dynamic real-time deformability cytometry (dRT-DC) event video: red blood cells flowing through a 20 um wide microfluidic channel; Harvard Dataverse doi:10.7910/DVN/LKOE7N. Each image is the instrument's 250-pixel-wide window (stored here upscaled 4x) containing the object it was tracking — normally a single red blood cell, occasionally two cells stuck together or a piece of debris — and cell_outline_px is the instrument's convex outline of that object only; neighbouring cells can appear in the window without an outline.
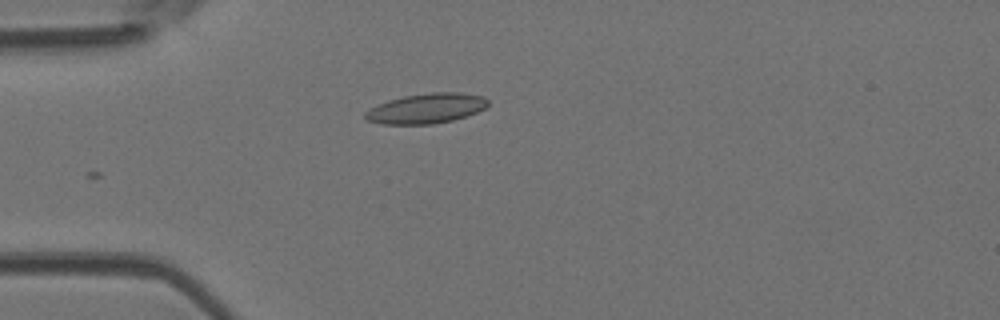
{"species": "Egyptian fruit bat (a non-hibernating species)", "species_latin": "Rousettus aegyptiacus", "temperature_condition": "room temperature", "stored_images_in_passage": 5, "camera_frame_rate_fps": 3000, "um_per_image_px": 0.085, "animal": {"sex": "female"}, "frame": {"image": 1, "passage_image": 1, "time_ms": 0.0, "image_size_px": [1000, 320], "cell_outline_px": [[488, 104], [484, 108], [476, 112], [452, 120], [432, 124], [380, 124], [368, 120], [364, 116], [364, 112], [388, 100], [404, 96], [432, 92], [460, 92], [484, 96], [488, 100]], "centroid_in_image_um": [36.24, 9.21], "position_along_channel_um": 48.8, "area_um2": 21.27}}
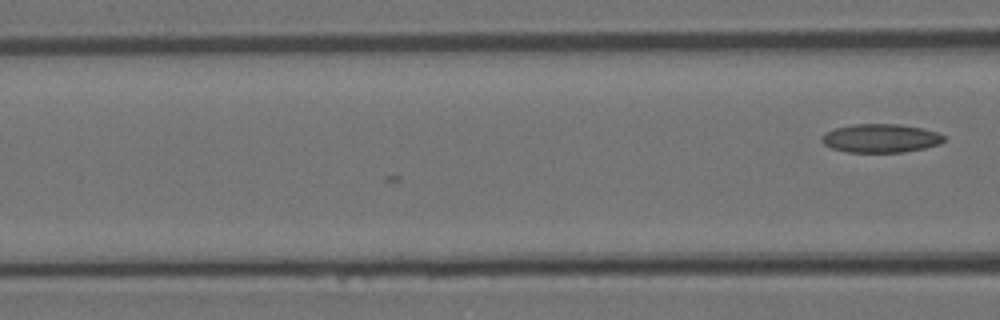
{"frame": {"image": 2, "passage_image": 5, "time_ms": 1.333, "image_size_px": [1000, 320], "cell_outline_px": [[944, 140], [940, 144], [924, 148], [904, 152], [848, 152], [832, 148], [824, 144], [820, 140], [820, 136], [824, 132], [836, 128], [852, 124], [900, 124], [924, 128], [936, 132], [944, 136]], "centroid_in_image_um": [74.83, 11.74], "position_along_channel_um": 91.8, "area_um2": 20.46}}